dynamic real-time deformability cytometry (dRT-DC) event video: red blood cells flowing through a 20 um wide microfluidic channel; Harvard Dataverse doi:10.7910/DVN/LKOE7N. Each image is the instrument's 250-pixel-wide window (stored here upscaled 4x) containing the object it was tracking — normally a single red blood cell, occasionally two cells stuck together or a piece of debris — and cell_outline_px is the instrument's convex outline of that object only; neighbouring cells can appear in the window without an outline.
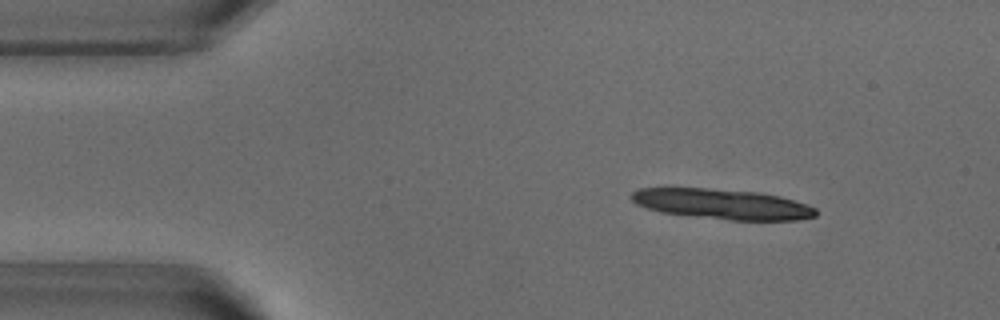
{"species": "common noctule bat (a hibernating species)", "species_latin": "Nyctalus noctula", "temperature_condition": "warm", "stored_images_in_passage": 26, "camera_frame_rate_fps": 3000, "um_per_image_px": 0.085, "animal": {"sex": "male", "body_mass_g": 18.8}, "frame": {"image": 1, "passage_image": 2, "time_ms": 0.333, "image_size_px": [1000, 320], "cell_outline_px": [[816, 216], [796, 220], [728, 220], [660, 212], [636, 204], [628, 196], [632, 192], [640, 188], [708, 188], [760, 192], [780, 196], [808, 204], [816, 208]], "centroid_in_image_um": [61.39, 17.34], "position_along_channel_um": 23.6, "area_um2": 32.6}}
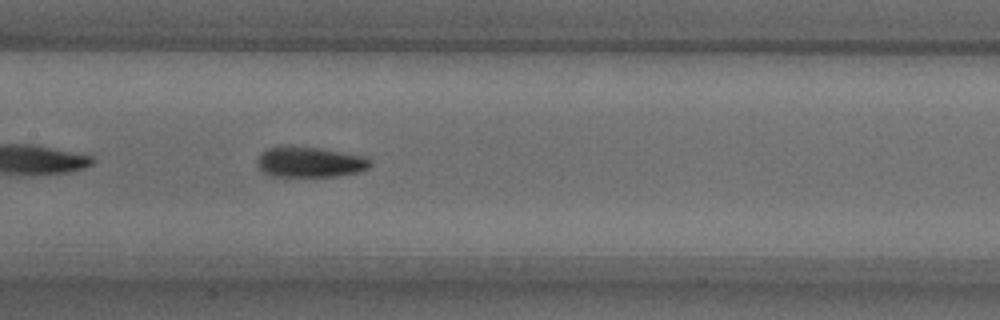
{"frame": {"image": 2, "passage_image": 20, "time_ms": 6.333, "image_size_px": [1000, 320], "cell_outline_px": [[372, 164], [368, 168], [356, 172], [336, 176], [268, 176], [256, 164], [256, 160], [268, 148], [320, 148], [364, 156], [372, 160]], "centroid_in_image_um": [26.38, 13.8], "position_along_channel_um": 181.0, "area_um2": 19.48}}
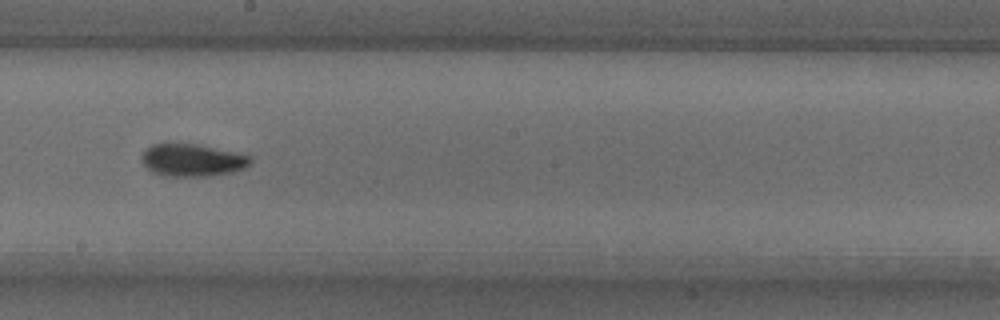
{"frame": {"image": 3, "passage_image": 24, "time_ms": 7.667, "image_size_px": [1000, 320], "cell_outline_px": [[252, 164], [244, 168], [232, 172], [208, 176], [168, 176], [152, 172], [140, 160], [140, 156], [152, 144], [196, 144], [236, 152], [252, 156]], "centroid_in_image_um": [16.38, 13.62], "position_along_channel_um": 231.8, "area_um2": 20.52}}